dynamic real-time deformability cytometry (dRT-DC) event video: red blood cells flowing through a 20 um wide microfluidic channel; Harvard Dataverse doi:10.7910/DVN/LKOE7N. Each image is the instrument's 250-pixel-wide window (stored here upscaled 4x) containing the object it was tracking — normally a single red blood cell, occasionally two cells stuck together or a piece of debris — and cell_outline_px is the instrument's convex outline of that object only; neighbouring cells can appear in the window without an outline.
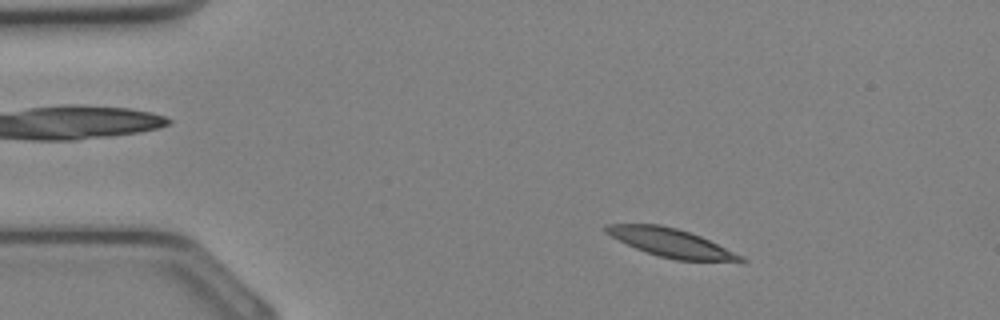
{"species": "Egyptian fruit bat (a non-hibernating species)", "species_latin": "Rousettus aegyptiacus", "temperature_condition": "cold", "stored_images_in_passage": 31, "camera_frame_rate_fps": 3000, "um_per_image_px": 0.085, "animal": {"sex": "female"}, "frame": {"image": 1, "passage_image": 3, "time_ms": 0.667, "image_size_px": [1000, 320], "cell_outline_px": [[748, 260], [676, 260], [660, 256], [636, 248], [604, 232], [604, 224], [660, 224], [676, 228], [700, 236], [744, 256]], "centroid_in_image_um": [56.99, 20.61], "position_along_channel_um": 28.0, "area_um2": 21.62}}
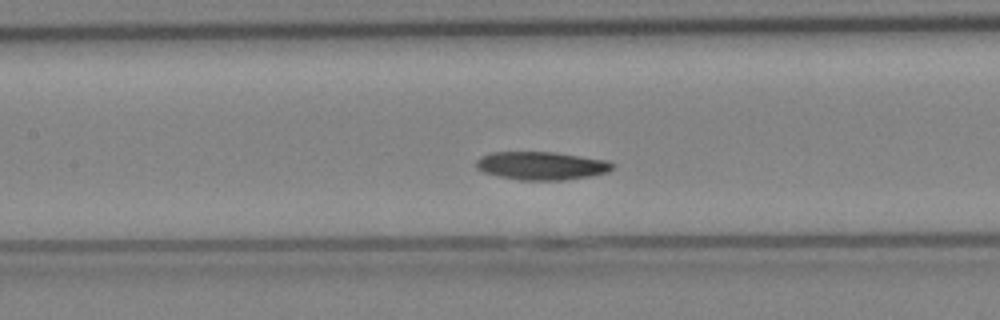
{"frame": {"image": 2, "passage_image": 13, "time_ms": 4.0, "image_size_px": [1000, 320], "cell_outline_px": [[616, 164], [608, 172], [588, 176], [564, 180], [520, 180], [500, 176], [484, 172], [476, 168], [476, 160], [480, 156], [492, 152], [556, 152], [608, 160]], "centroid_in_image_um": [46.03, 14.07], "position_along_channel_um": 161.4, "area_um2": 22.43}}
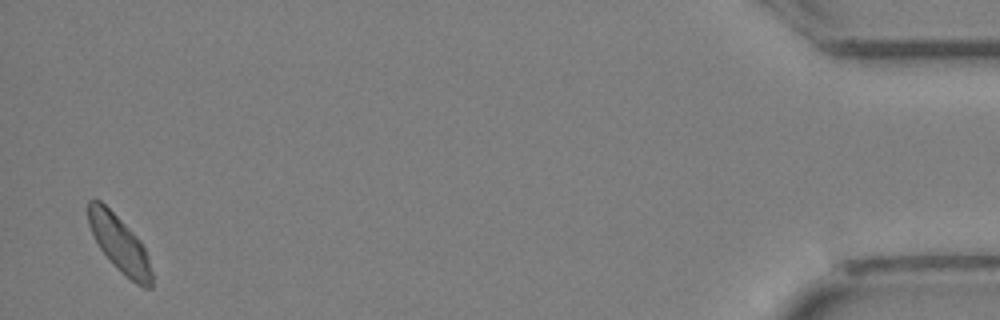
{"frame": {"image": 3, "passage_image": 31, "time_ms": 10.0, "image_size_px": [1000, 320], "cell_outline_px": [[152, 288], [144, 288], [136, 284], [120, 272], [112, 264], [100, 248], [88, 224], [88, 200], [100, 200], [140, 240], [148, 256], [152, 272]], "centroid_in_image_um": [10.17, 20.78], "position_along_channel_um": 425.0, "area_um2": 20.58}}